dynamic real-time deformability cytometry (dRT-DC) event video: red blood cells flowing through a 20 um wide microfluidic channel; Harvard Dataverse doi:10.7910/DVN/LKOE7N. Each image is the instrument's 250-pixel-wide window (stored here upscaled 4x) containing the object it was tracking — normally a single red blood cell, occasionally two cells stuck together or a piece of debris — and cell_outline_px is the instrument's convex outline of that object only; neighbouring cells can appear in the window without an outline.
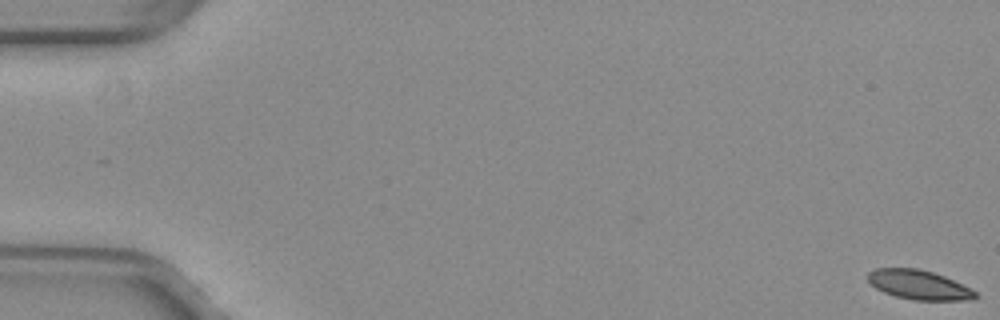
{"species": "common noctule bat (a hibernating species)", "species_latin": "Nyctalus noctula", "temperature_condition": "warm", "stored_images_in_passage": 5, "camera_frame_rate_fps": 3000, "um_per_image_px": 0.085, "animal": {"sex": "female", "body_mass_g": 29.2, "forearm_length_mm": 56.3}, "frame": {"image": 1, "passage_image": 1, "time_ms": 0.0, "image_size_px": [1000, 320], "cell_outline_px": [[980, 296], [972, 300], [912, 300], [896, 296], [884, 292], [876, 288], [868, 280], [868, 272], [876, 268], [916, 268], [932, 272], [944, 276], [972, 288]], "centroid_in_image_um": [78.15, 24.21], "position_along_channel_um": 6.9, "area_um2": 18.44}}